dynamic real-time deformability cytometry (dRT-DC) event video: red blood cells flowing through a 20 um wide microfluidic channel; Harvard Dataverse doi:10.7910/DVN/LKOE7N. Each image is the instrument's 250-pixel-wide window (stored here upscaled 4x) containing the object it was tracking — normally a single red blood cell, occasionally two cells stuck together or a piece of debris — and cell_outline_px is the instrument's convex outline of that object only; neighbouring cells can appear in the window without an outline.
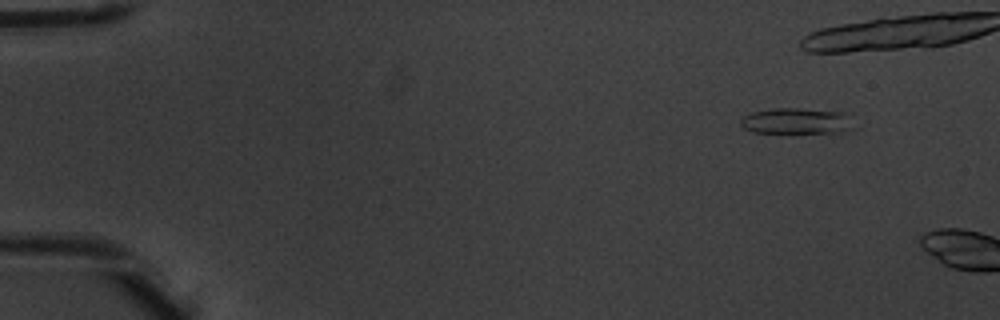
{"species": "common noctule bat (a hibernating species)", "species_latin": "Nyctalus noctula", "temperature_condition": "warm", "stored_images_in_passage": 3, "camera_frame_rate_fps": 3000, "um_per_image_px": 0.085, "animal": {"sex": "male", "body_mass_g": 20.1, "forearm_length_mm": 53.5}, "frame": {"image": 1, "passage_image": 2, "time_ms": 0.333, "image_size_px": [1000, 320], "cell_outline_px": [[848, 128], [840, 132], [756, 132], [744, 128], [740, 124], [740, 120], [744, 116], [752, 112], [772, 108], [796, 108], [844, 112]], "centroid_in_image_um": [67.55, 10.27], "position_along_channel_um": 17.5, "area_um2": 16.3}}